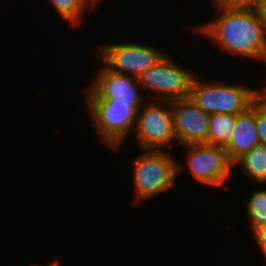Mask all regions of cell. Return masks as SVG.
Masks as SVG:
<instances>
[{
  "label": "cell",
  "instance_id": "obj_1",
  "mask_svg": "<svg viewBox=\"0 0 266 266\" xmlns=\"http://www.w3.org/2000/svg\"><path fill=\"white\" fill-rule=\"evenodd\" d=\"M218 16L196 26V33L209 38L227 54L266 63V37L259 11L226 9L215 5Z\"/></svg>",
  "mask_w": 266,
  "mask_h": 266
},
{
  "label": "cell",
  "instance_id": "obj_2",
  "mask_svg": "<svg viewBox=\"0 0 266 266\" xmlns=\"http://www.w3.org/2000/svg\"><path fill=\"white\" fill-rule=\"evenodd\" d=\"M170 153L165 150H144L133 161L132 182L136 202L149 200L174 187L184 166Z\"/></svg>",
  "mask_w": 266,
  "mask_h": 266
},
{
  "label": "cell",
  "instance_id": "obj_3",
  "mask_svg": "<svg viewBox=\"0 0 266 266\" xmlns=\"http://www.w3.org/2000/svg\"><path fill=\"white\" fill-rule=\"evenodd\" d=\"M264 89L265 87L260 91L240 84L208 82L196 74L191 83L189 98L209 115L217 113L239 115L253 104Z\"/></svg>",
  "mask_w": 266,
  "mask_h": 266
},
{
  "label": "cell",
  "instance_id": "obj_4",
  "mask_svg": "<svg viewBox=\"0 0 266 266\" xmlns=\"http://www.w3.org/2000/svg\"><path fill=\"white\" fill-rule=\"evenodd\" d=\"M86 110L101 141L118 150L130 132H134L138 112L130 104L102 99L90 86L86 90Z\"/></svg>",
  "mask_w": 266,
  "mask_h": 266
},
{
  "label": "cell",
  "instance_id": "obj_5",
  "mask_svg": "<svg viewBox=\"0 0 266 266\" xmlns=\"http://www.w3.org/2000/svg\"><path fill=\"white\" fill-rule=\"evenodd\" d=\"M196 72L185 68L166 54L155 65L145 70L139 77L140 87L155 93L154 100L175 101L189 97Z\"/></svg>",
  "mask_w": 266,
  "mask_h": 266
},
{
  "label": "cell",
  "instance_id": "obj_6",
  "mask_svg": "<svg viewBox=\"0 0 266 266\" xmlns=\"http://www.w3.org/2000/svg\"><path fill=\"white\" fill-rule=\"evenodd\" d=\"M147 101L145 100L146 103L137 114V123L133 132L135 141L144 150H166L165 147L169 148L176 142L171 101H158L166 107L155 100Z\"/></svg>",
  "mask_w": 266,
  "mask_h": 266
},
{
  "label": "cell",
  "instance_id": "obj_7",
  "mask_svg": "<svg viewBox=\"0 0 266 266\" xmlns=\"http://www.w3.org/2000/svg\"><path fill=\"white\" fill-rule=\"evenodd\" d=\"M97 57L114 72L139 77L167 53L155 46L141 43H113L101 46Z\"/></svg>",
  "mask_w": 266,
  "mask_h": 266
},
{
  "label": "cell",
  "instance_id": "obj_8",
  "mask_svg": "<svg viewBox=\"0 0 266 266\" xmlns=\"http://www.w3.org/2000/svg\"><path fill=\"white\" fill-rule=\"evenodd\" d=\"M186 168L199 183L222 187L232 177L234 165L223 147L206 143L186 144Z\"/></svg>",
  "mask_w": 266,
  "mask_h": 266
},
{
  "label": "cell",
  "instance_id": "obj_9",
  "mask_svg": "<svg viewBox=\"0 0 266 266\" xmlns=\"http://www.w3.org/2000/svg\"><path fill=\"white\" fill-rule=\"evenodd\" d=\"M89 85L102 99L130 104L137 112L145 99L137 77L109 70L104 64ZM139 85V86H138ZM143 100V101H142Z\"/></svg>",
  "mask_w": 266,
  "mask_h": 266
},
{
  "label": "cell",
  "instance_id": "obj_10",
  "mask_svg": "<svg viewBox=\"0 0 266 266\" xmlns=\"http://www.w3.org/2000/svg\"><path fill=\"white\" fill-rule=\"evenodd\" d=\"M176 141L181 145L206 143L210 115L201 110L189 97L171 101Z\"/></svg>",
  "mask_w": 266,
  "mask_h": 266
},
{
  "label": "cell",
  "instance_id": "obj_11",
  "mask_svg": "<svg viewBox=\"0 0 266 266\" xmlns=\"http://www.w3.org/2000/svg\"><path fill=\"white\" fill-rule=\"evenodd\" d=\"M260 144L256 126V100L244 112L236 115V123L228 144L224 147L234 165L242 156Z\"/></svg>",
  "mask_w": 266,
  "mask_h": 266
},
{
  "label": "cell",
  "instance_id": "obj_12",
  "mask_svg": "<svg viewBox=\"0 0 266 266\" xmlns=\"http://www.w3.org/2000/svg\"><path fill=\"white\" fill-rule=\"evenodd\" d=\"M242 174L259 184L266 183V145L259 144L242 156L235 164Z\"/></svg>",
  "mask_w": 266,
  "mask_h": 266
},
{
  "label": "cell",
  "instance_id": "obj_13",
  "mask_svg": "<svg viewBox=\"0 0 266 266\" xmlns=\"http://www.w3.org/2000/svg\"><path fill=\"white\" fill-rule=\"evenodd\" d=\"M236 115L217 113L210 115L206 144L225 147L233 133Z\"/></svg>",
  "mask_w": 266,
  "mask_h": 266
},
{
  "label": "cell",
  "instance_id": "obj_14",
  "mask_svg": "<svg viewBox=\"0 0 266 266\" xmlns=\"http://www.w3.org/2000/svg\"><path fill=\"white\" fill-rule=\"evenodd\" d=\"M56 13L71 27L82 24L85 13L93 10L85 0H50Z\"/></svg>",
  "mask_w": 266,
  "mask_h": 266
},
{
  "label": "cell",
  "instance_id": "obj_15",
  "mask_svg": "<svg viewBox=\"0 0 266 266\" xmlns=\"http://www.w3.org/2000/svg\"><path fill=\"white\" fill-rule=\"evenodd\" d=\"M245 201L246 219L250 221V228L254 232L266 222V189L254 190Z\"/></svg>",
  "mask_w": 266,
  "mask_h": 266
},
{
  "label": "cell",
  "instance_id": "obj_16",
  "mask_svg": "<svg viewBox=\"0 0 266 266\" xmlns=\"http://www.w3.org/2000/svg\"><path fill=\"white\" fill-rule=\"evenodd\" d=\"M256 126L260 144L266 145V87L256 99Z\"/></svg>",
  "mask_w": 266,
  "mask_h": 266
},
{
  "label": "cell",
  "instance_id": "obj_17",
  "mask_svg": "<svg viewBox=\"0 0 266 266\" xmlns=\"http://www.w3.org/2000/svg\"><path fill=\"white\" fill-rule=\"evenodd\" d=\"M266 0H223L219 6L226 9L259 11Z\"/></svg>",
  "mask_w": 266,
  "mask_h": 266
},
{
  "label": "cell",
  "instance_id": "obj_18",
  "mask_svg": "<svg viewBox=\"0 0 266 266\" xmlns=\"http://www.w3.org/2000/svg\"><path fill=\"white\" fill-rule=\"evenodd\" d=\"M253 235L255 237V240L261 248V252L266 257V222L258 227L254 232Z\"/></svg>",
  "mask_w": 266,
  "mask_h": 266
},
{
  "label": "cell",
  "instance_id": "obj_19",
  "mask_svg": "<svg viewBox=\"0 0 266 266\" xmlns=\"http://www.w3.org/2000/svg\"><path fill=\"white\" fill-rule=\"evenodd\" d=\"M259 12H260L261 17H262V20H263L264 34H265V37H266V1H265V3L260 7Z\"/></svg>",
  "mask_w": 266,
  "mask_h": 266
},
{
  "label": "cell",
  "instance_id": "obj_20",
  "mask_svg": "<svg viewBox=\"0 0 266 266\" xmlns=\"http://www.w3.org/2000/svg\"><path fill=\"white\" fill-rule=\"evenodd\" d=\"M85 2L94 10L101 0H85Z\"/></svg>",
  "mask_w": 266,
  "mask_h": 266
},
{
  "label": "cell",
  "instance_id": "obj_21",
  "mask_svg": "<svg viewBox=\"0 0 266 266\" xmlns=\"http://www.w3.org/2000/svg\"><path fill=\"white\" fill-rule=\"evenodd\" d=\"M31 266H59V264H58V262H53V263H51V264H48V265H38V264H33V265H31Z\"/></svg>",
  "mask_w": 266,
  "mask_h": 266
},
{
  "label": "cell",
  "instance_id": "obj_22",
  "mask_svg": "<svg viewBox=\"0 0 266 266\" xmlns=\"http://www.w3.org/2000/svg\"><path fill=\"white\" fill-rule=\"evenodd\" d=\"M213 1V5H219L223 0H212Z\"/></svg>",
  "mask_w": 266,
  "mask_h": 266
}]
</instances>
